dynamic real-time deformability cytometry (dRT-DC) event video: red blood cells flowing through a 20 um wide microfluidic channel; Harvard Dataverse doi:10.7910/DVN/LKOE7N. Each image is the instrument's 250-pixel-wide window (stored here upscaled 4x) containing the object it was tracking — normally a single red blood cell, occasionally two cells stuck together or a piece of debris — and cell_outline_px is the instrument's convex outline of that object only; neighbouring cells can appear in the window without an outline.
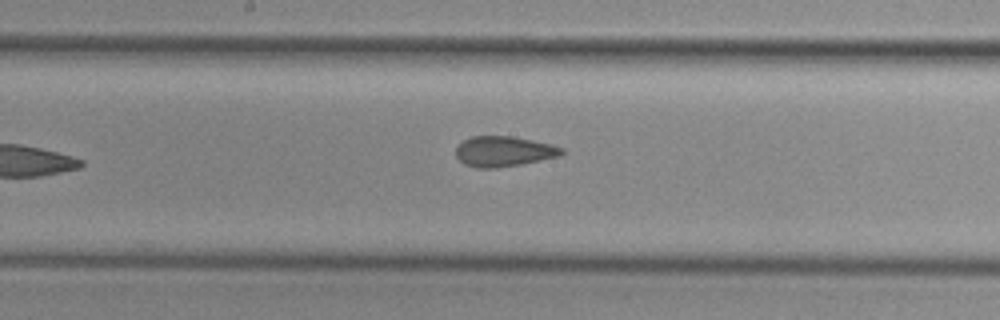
{"species": "common noctule bat (a hibernating species)", "species_latin": "Nyctalus noctula", "temperature_condition": "cold", "stored_images_in_passage": 6, "camera_frame_rate_fps": 3000, "um_per_image_px": 0.085, "animal": {"sex": "female", "body_mass_g": 29.2, "forearm_length_mm": 56.3}, "frame": {"image": 1, "passage_image": 6, "time_ms": 6.0, "image_size_px": [1000, 320], "cell_outline_px": [[564, 152], [560, 156], [520, 164], [496, 168], [476, 168], [464, 164], [456, 156], [456, 144], [472, 136], [512, 136], [552, 144], [564, 148]], "centroid_in_image_um": [42.8, 12.86], "position_along_channel_um": 205.4, "area_um2": 18.79}}